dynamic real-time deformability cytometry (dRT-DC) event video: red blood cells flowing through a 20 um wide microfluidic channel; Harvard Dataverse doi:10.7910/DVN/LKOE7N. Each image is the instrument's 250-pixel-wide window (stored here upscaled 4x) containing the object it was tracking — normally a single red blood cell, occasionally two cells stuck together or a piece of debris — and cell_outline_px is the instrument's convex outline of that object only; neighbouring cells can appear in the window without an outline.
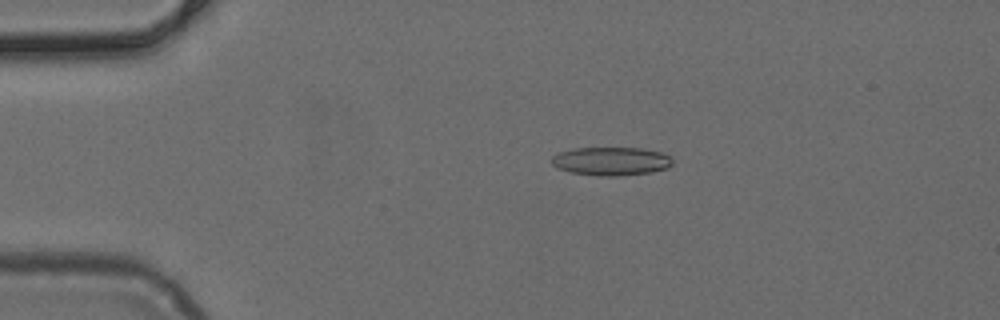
{"species": "common noctule bat (a hibernating species)", "species_latin": "Nyctalus noctula", "temperature_condition": "cold", "stored_images_in_passage": 50, "camera_frame_rate_fps": 3000, "um_per_image_px": 0.085, "animal": {"sex": "female", "body_mass_g": 24.6, "forearm_length_mm": 56.2}, "frame": {"image": 1, "passage_image": 10, "time_ms": 3.0, "image_size_px": [1000, 320], "cell_outline_px": [[672, 164], [668, 168], [652, 172], [620, 176], [596, 176], [572, 172], [556, 168], [552, 164], [552, 156], [560, 152], [572, 148], [644, 148], [660, 152], [672, 156]], "centroid_in_image_um": [51.97, 13.7], "position_along_channel_um": 33.0, "area_um2": 20.23}}
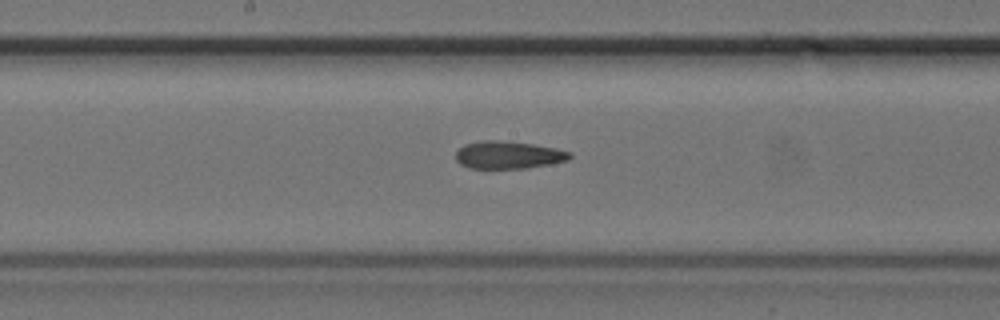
{"frame": {"image": 2, "passage_image": 26, "time_ms": 8.333, "image_size_px": [1000, 320], "cell_outline_px": [[572, 156], [568, 160], [552, 164], [528, 168], [468, 168], [460, 164], [456, 160], [456, 152], [464, 144], [484, 140], [496, 140], [532, 144], [556, 148], [572, 152]], "centroid_in_image_um": [43.23, 13.18], "position_along_channel_um": 205.0, "area_um2": 18.38}}
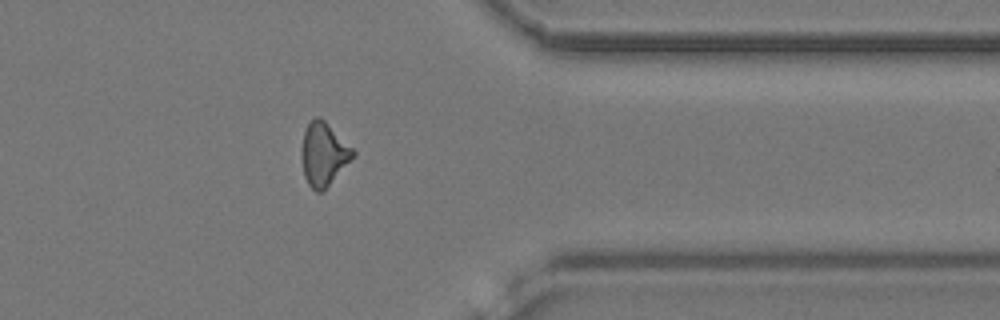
{"frame": {"image": 3, "passage_image": 40, "time_ms": 13.0, "image_size_px": [1000, 320], "cell_outline_px": [[356, 156], [324, 192], [316, 192], [308, 184], [304, 176], [300, 156], [300, 148], [304, 132], [308, 124], [316, 116], [320, 116], [356, 152]], "centroid_in_image_um": [27.5, 13.15], "position_along_channel_um": 383.9, "area_um2": 19.31}}